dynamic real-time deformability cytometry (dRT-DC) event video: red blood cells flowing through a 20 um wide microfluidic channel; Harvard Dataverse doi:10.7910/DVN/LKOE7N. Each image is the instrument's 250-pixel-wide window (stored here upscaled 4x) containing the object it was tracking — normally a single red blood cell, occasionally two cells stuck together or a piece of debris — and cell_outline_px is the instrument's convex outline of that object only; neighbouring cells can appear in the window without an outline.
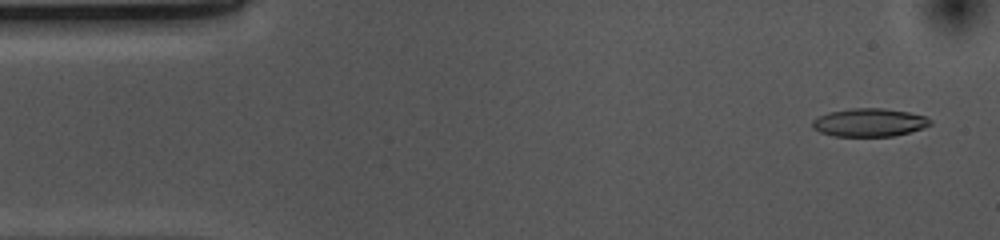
{"species": "common noctule bat (a hibernating species)", "species_latin": "Nyctalus noctula", "temperature_condition": "cold", "stored_images_in_passage": 52, "camera_frame_rate_fps": 3000, "um_per_image_px": 0.085, "animal": {"sex": "female", "body_mass_g": 10.0, "forearm_length_mm": 53.1}, "frame": {"image": 1, "passage_image": 2, "time_ms": 0.333, "image_size_px": [1000, 240], "cell_outline_px": [[932, 124], [924, 128], [892, 136], [832, 136], [820, 132], [812, 128], [812, 120], [828, 112], [852, 108], [884, 108], [908, 112], [924, 116], [932, 120]], "centroid_in_image_um": [73.88, 10.41], "position_along_channel_um": 11.1, "area_um2": 19.36}}
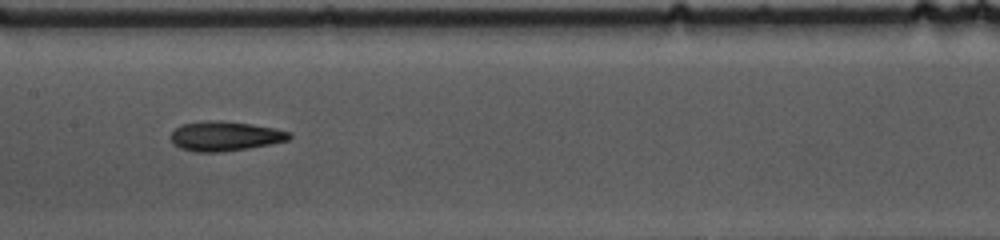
{"frame": {"image": 2, "passage_image": 24, "time_ms": 7.667, "image_size_px": [1000, 240], "cell_outline_px": [[292, 136], [288, 140], [272, 144], [248, 148], [220, 152], [196, 152], [180, 148], [172, 140], [172, 132], [176, 128], [184, 124], [208, 120], [220, 120], [252, 124], [276, 128], [292, 132]], "centroid_in_image_um": [19.19, 11.56], "position_along_channel_um": 188.2, "area_um2": 20.4}}
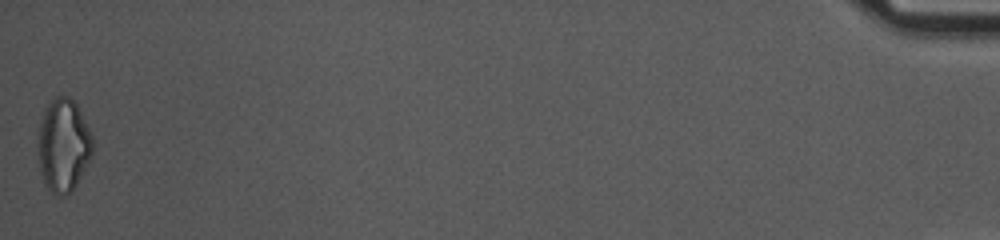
{"frame": {"image": 3, "passage_image": 52, "time_ms": 17.0, "image_size_px": [1000, 240], "cell_outline_px": [[92, 156], [76, 184], [68, 196], [56, 196], [44, 184], [40, 172], [36, 140], [36, 132], [44, 108], [56, 96], [68, 96], [76, 104], [92, 136]], "centroid_in_image_um": [5.33, 12.37], "position_along_channel_um": 429.9, "area_um2": 30.0}, "authors_computed_cell_mechanics": {"area_um2": 20.3745, "velocity_mm_per_s": 3.6985, "shape_relaxation_time_tau1_ms": 6.1401, "shape_relaxation_time_tau2_ms": 3.0288, "deformation_change_tau1": 0.1582, "deformation_change_tau2": 0.1158}}